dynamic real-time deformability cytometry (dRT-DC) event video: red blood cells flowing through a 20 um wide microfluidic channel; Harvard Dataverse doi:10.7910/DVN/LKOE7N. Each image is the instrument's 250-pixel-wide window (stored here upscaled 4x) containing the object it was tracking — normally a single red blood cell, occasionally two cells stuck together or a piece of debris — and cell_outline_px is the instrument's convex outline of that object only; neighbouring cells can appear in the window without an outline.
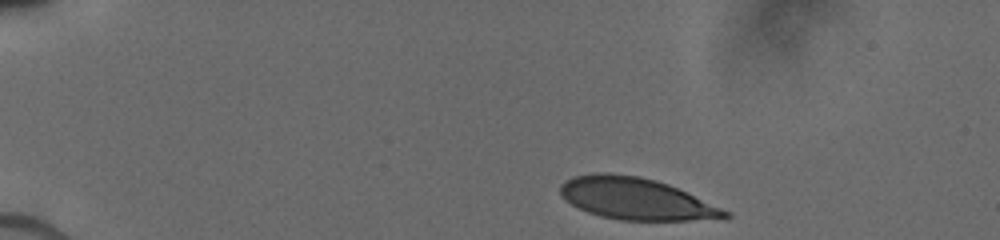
{"species": "human", "species_latin": "Homo sapiens", "temperature_condition": "cold", "stored_images_in_passage": 8, "camera_frame_rate_fps": 3000, "um_per_image_px": 0.085, "donor": {"sex": "male"}, "frame": {"image": 1, "passage_image": 1, "time_ms": 0.0, "image_size_px": [1000, 240], "cell_outline_px": [[732, 216], [688, 220], [620, 220], [600, 216], [588, 212], [564, 200], [560, 196], [560, 184], [572, 176], [596, 172], [608, 172], [640, 176], [656, 180], [668, 184], [732, 212]], "centroid_in_image_um": [54.0, 16.87], "position_along_channel_um": 31.0, "area_um2": 40.06}}